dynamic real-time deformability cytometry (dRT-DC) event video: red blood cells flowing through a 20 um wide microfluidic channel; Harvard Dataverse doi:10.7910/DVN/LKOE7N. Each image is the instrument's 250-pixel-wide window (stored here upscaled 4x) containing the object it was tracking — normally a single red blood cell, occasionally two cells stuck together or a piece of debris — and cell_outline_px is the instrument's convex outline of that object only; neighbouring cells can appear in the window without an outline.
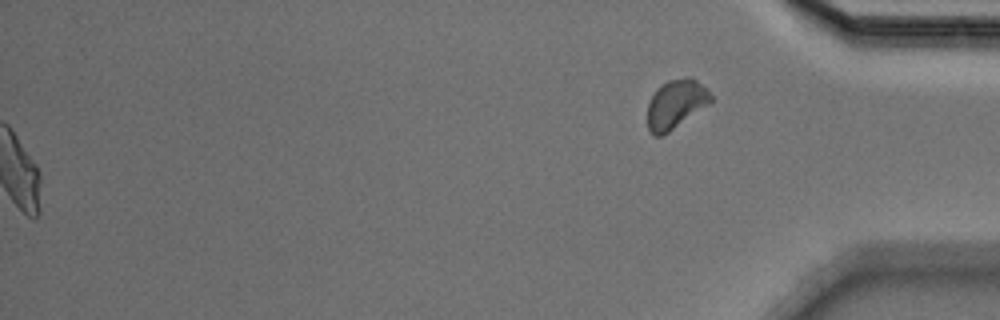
{"species": "Egyptian fruit bat (a non-hibernating species)", "species_latin": "Rousettus aegyptiacus", "temperature_condition": "cold", "stored_images_in_passage": 51, "segment_of_instrument_passage": [2, 2], "camera_frame_rate_fps": 3000, "um_per_image_px": 0.085, "animal": {"sex": "male"}, "frame": {"image": 1, "passage_image": 51, "time_ms": 16.667, "image_size_px": [1000, 320], "cell_outline_px": [[712, 100], [708, 104], [664, 136], [652, 136], [648, 128], [648, 104], [656, 88], [668, 80], [684, 76], [688, 76], [696, 80], [708, 88], [712, 96]], "centroid_in_image_um": [57.44, 8.84], "position_along_channel_um": 377.8, "area_um2": 18.21}}